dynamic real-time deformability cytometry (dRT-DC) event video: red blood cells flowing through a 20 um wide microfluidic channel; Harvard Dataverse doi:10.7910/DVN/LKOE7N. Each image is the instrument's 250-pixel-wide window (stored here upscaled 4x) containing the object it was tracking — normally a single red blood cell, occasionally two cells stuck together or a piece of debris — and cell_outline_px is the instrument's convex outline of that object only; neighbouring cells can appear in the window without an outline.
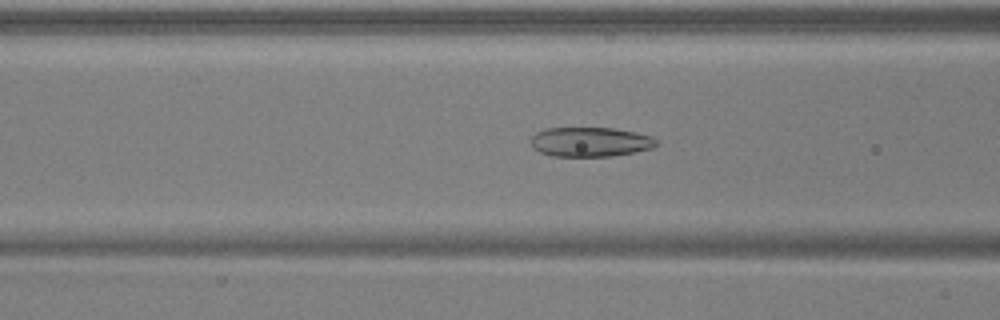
{"species": "common noctule bat (a hibernating species)", "species_latin": "Nyctalus noctula", "temperature_condition": "warm", "stored_images_in_passage": 48, "camera_frame_rate_fps": 3000, "um_per_image_px": 0.085, "animal": {"sex": "male", "body_mass_g": 17.9, "forearm_length_mm": 54.2}, "frame": {"image": 1, "passage_image": 21, "time_ms": 6.667, "image_size_px": [1000, 320], "cell_outline_px": [[656, 144], [652, 148], [636, 152], [612, 156], [552, 156], [540, 152], [532, 148], [532, 136], [536, 132], [544, 128], [612, 128], [636, 132], [652, 136], [656, 140]], "centroid_in_image_um": [50.16, 12.06], "position_along_channel_um": 116.4, "area_um2": 21.62}}
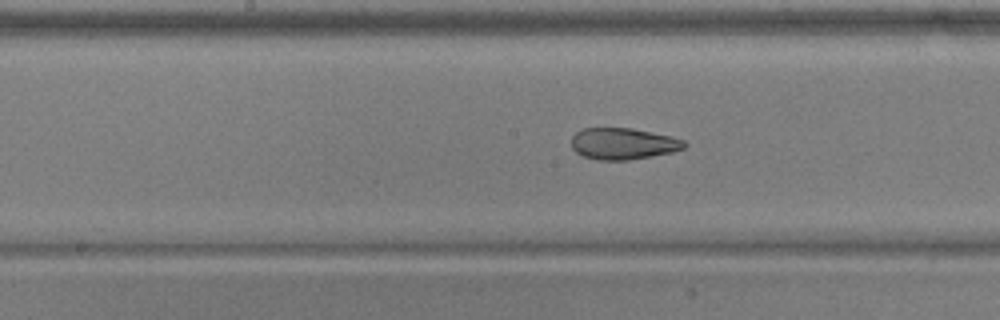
{"frame": {"image": 2, "passage_image": 27, "time_ms": 8.667, "image_size_px": [1000, 320], "cell_outline_px": [[688, 144], [684, 148], [672, 152], [652, 156], [628, 160], [596, 160], [584, 156], [576, 152], [572, 148], [572, 136], [576, 132], [584, 128], [632, 128], [672, 136], [684, 140]], "centroid_in_image_um": [52.98, 12.21], "position_along_channel_um": 195.2, "area_um2": 20.81}}
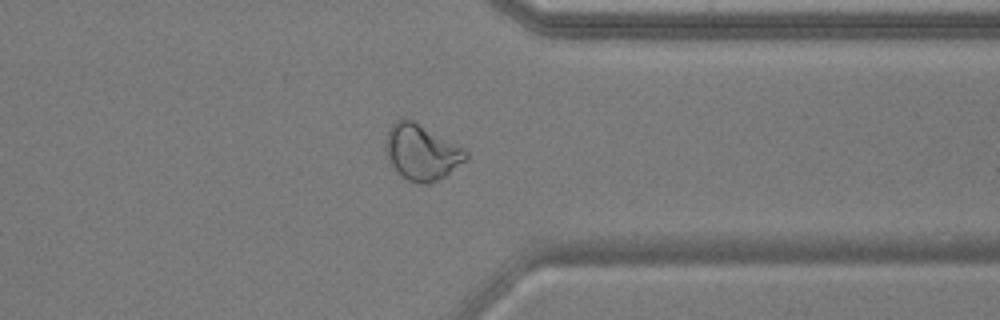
{"frame": {"image": 3, "passage_image": 41, "time_ms": 13.333, "image_size_px": [1000, 320], "cell_outline_px": [[468, 160], [444, 176], [428, 184], [420, 184], [408, 180], [396, 172], [392, 168], [388, 160], [384, 148], [388, 128], [400, 116], [412, 120], [464, 148], [468, 152]], "centroid_in_image_um": [35.8, 12.93], "position_along_channel_um": 375.6, "area_um2": 26.24}}